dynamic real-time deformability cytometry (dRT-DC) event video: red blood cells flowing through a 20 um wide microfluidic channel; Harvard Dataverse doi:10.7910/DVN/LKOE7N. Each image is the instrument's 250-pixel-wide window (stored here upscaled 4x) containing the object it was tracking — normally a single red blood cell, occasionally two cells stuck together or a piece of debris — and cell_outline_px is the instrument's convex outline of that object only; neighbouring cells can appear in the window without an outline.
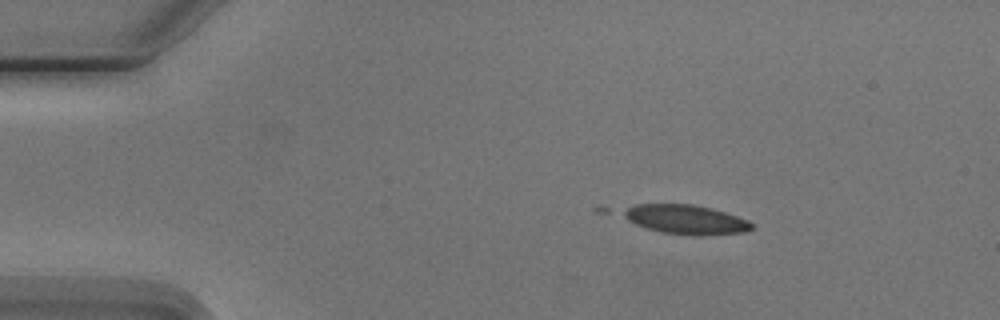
{"species": "Egyptian fruit bat (a non-hibernating species)", "species_latin": "Rousettus aegyptiacus", "temperature_condition": "cold", "stored_images_in_passage": 5, "camera_frame_rate_fps": 3000, "um_per_image_px": 0.085, "animal": {"sex": "male"}, "frame": {"image": 1, "passage_image": 2, "time_ms": 1.333, "image_size_px": [1000, 320], "cell_outline_px": [[752, 228], [744, 232], [700, 236], [692, 236], [660, 232], [636, 224], [628, 220], [616, 212], [636, 204], [692, 204], [712, 208], [748, 220], [752, 224]], "centroid_in_image_um": [58.23, 18.66], "position_along_channel_um": 26.8, "area_um2": 22.08}}
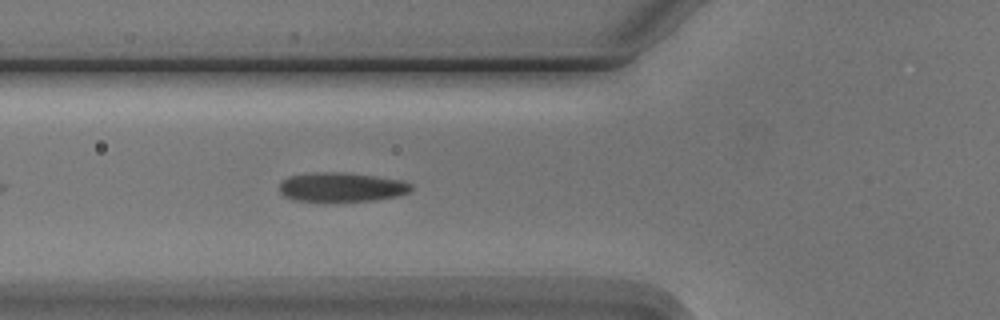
{"frame": {"image": 2, "passage_image": 5, "time_ms": 5.0, "image_size_px": [1000, 320], "cell_outline_px": [[412, 188], [408, 192], [400, 196], [376, 200], [332, 204], [324, 204], [296, 200], [284, 196], [280, 192], [280, 184], [288, 176], [316, 172], [344, 172], [376, 176], [404, 180], [412, 184]], "centroid_in_image_um": [29.04, 15.95], "position_along_channel_um": 96.8, "area_um2": 23.52}}